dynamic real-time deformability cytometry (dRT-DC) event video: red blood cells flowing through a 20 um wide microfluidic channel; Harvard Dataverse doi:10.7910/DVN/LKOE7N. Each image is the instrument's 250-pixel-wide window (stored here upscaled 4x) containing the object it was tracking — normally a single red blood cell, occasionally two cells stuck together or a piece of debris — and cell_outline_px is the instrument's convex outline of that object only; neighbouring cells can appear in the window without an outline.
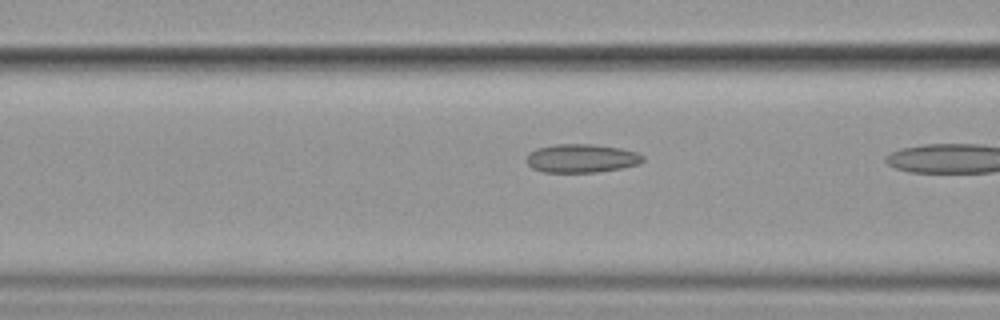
{"species": "common noctule bat (a hibernating species)", "species_latin": "Nyctalus noctula", "temperature_condition": "cold", "stored_images_in_passage": 6, "camera_frame_rate_fps": 3000, "um_per_image_px": 0.085, "animal": {"sex": "female", "body_mass_g": 19.9}, "frame": {"image": 1, "passage_image": 5, "time_ms": 5.667, "image_size_px": [1000, 320], "cell_outline_px": [[644, 160], [640, 164], [620, 168], [596, 172], [544, 172], [532, 168], [524, 160], [528, 152], [536, 148], [556, 144], [592, 144], [620, 148], [636, 152], [644, 156]], "centroid_in_image_um": [49.39, 13.45], "position_along_channel_um": 117.2, "area_um2": 19.48}}